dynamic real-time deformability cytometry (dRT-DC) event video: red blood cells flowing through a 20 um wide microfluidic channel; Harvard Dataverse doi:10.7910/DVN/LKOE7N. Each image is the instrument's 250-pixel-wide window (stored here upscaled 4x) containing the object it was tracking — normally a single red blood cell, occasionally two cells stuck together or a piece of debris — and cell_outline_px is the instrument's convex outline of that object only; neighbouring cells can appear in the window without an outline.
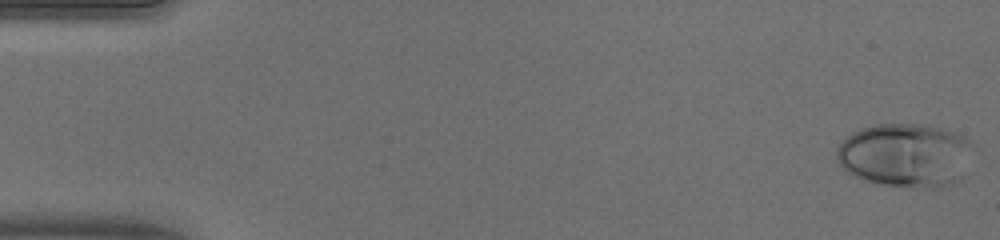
{"species": "human", "species_latin": "Homo sapiens", "temperature_condition": "warm", "stored_images_in_passage": 51, "camera_frame_rate_fps": 3000, "um_per_image_px": 0.085, "donor": {"sex": "male"}, "frame": {"image": 1, "passage_image": 1, "time_ms": 0.0, "image_size_px": [1000, 240], "cell_outline_px": [[976, 144], [960, 176], [956, 180], [948, 184], [936, 188], [920, 188], [884, 184], [852, 176], [836, 160], [836, 148], [852, 132], [860, 128], [876, 124], [924, 124], [940, 128], [964, 136]], "centroid_in_image_um": [76.95, 13.17], "position_along_channel_um": 8.1, "area_um2": 50.58}}
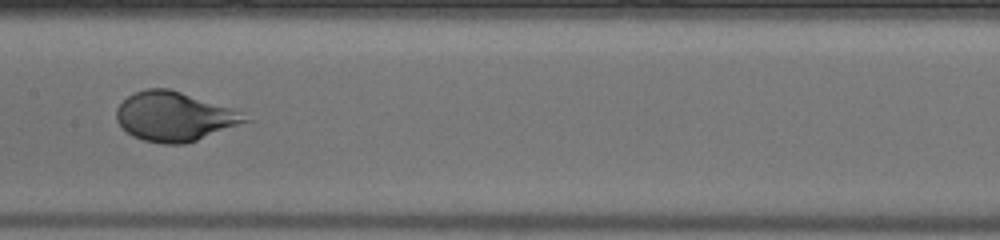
{"frame": {"image": 2, "passage_image": 26, "time_ms": 8.333, "image_size_px": [1000, 240], "cell_outline_px": [[252, 120], [196, 140], [184, 144], [164, 144], [144, 140], [132, 136], [116, 120], [116, 108], [128, 96], [144, 88], [172, 88], [232, 108], [240, 112]], "centroid_in_image_um": [14.81, 9.89], "position_along_channel_um": 192.6, "area_um2": 36.82}}
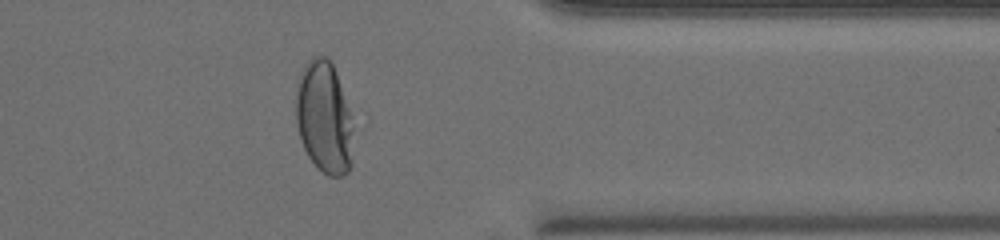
{"frame": {"image": 3, "passage_image": 41, "time_ms": 13.333, "image_size_px": [1000, 240], "cell_outline_px": [[352, 164], [348, 172], [344, 176], [328, 176], [316, 168], [308, 156], [300, 140], [296, 124], [296, 92], [300, 72], [304, 64], [312, 56], [324, 56], [332, 64], [336, 72], [348, 112], [352, 128]], "centroid_in_image_um": [27.52, 10.03], "position_along_channel_um": 383.9, "area_um2": 37.34}, "authors_computed_cell_mechanics": {"area_um2": 39.9976, "velocity_mm_per_s": 4.0431, "shape_relaxation_time_tau1_ms": 2.9215, "shape_relaxation_time_tau2_ms": null, "deformation_change_tau1": 0.2129, "deformation_change_tau2": null}}